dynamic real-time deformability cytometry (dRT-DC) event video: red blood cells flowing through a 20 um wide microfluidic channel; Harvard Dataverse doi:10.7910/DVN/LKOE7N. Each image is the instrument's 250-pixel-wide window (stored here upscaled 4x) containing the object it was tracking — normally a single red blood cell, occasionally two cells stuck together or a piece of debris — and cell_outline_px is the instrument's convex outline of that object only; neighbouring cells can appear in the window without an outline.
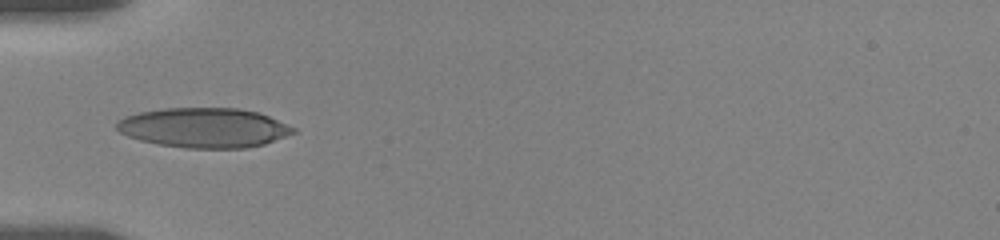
{"species": "human", "species_latin": "Homo sapiens", "temperature_condition": "room temperature", "stored_images_in_passage": 2, "camera_frame_rate_fps": 3000, "um_per_image_px": 0.085, "donor": {"sex": "female"}, "frame": {"image": 1, "passage_image": 1, "time_ms": 0.0, "image_size_px": [1000, 240], "cell_outline_px": [[296, 132], [264, 144], [244, 148], [184, 148], [160, 144], [140, 140], [128, 136], [120, 132], [116, 128], [116, 120], [124, 116], [140, 112], [164, 108], [240, 108], [260, 112], [296, 128]], "centroid_in_image_um": [17.33, 10.85], "position_along_channel_um": 67.7, "area_um2": 40.98}}